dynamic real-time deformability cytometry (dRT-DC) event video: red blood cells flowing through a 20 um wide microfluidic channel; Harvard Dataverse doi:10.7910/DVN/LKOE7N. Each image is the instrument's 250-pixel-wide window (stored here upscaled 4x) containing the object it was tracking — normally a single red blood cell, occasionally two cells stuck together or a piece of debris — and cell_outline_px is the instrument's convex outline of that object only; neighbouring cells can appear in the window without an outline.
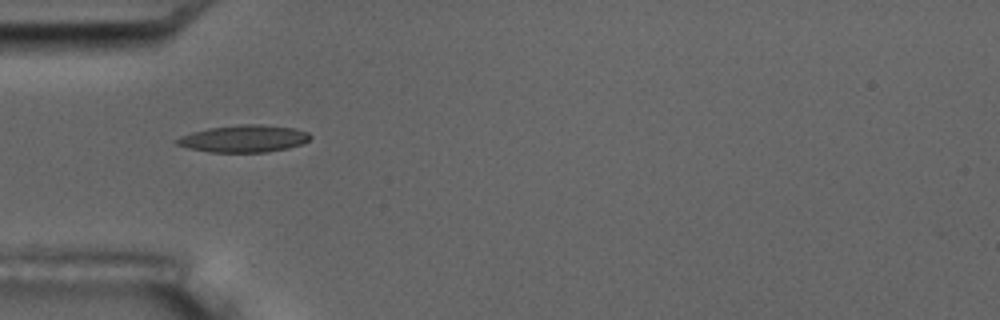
{"species": "common noctule bat (a hibernating species)", "species_latin": "Nyctalus noctula", "temperature_condition": "room temperature", "stored_images_in_passage": 5, "camera_frame_rate_fps": 3000, "um_per_image_px": 0.085, "animal": {"sex": "male", "body_mass_g": 17.5, "forearm_length_mm": 52.3}, "frame": {"image": 1, "passage_image": 4, "time_ms": 4.333, "image_size_px": [1000, 320], "cell_outline_px": [[312, 136], [308, 140], [300, 144], [288, 148], [268, 152], [212, 152], [188, 148], [176, 144], [176, 140], [180, 136], [192, 132], [208, 128], [240, 124], [260, 124], [292, 128], [308, 132]], "centroid_in_image_um": [20.72, 11.78], "position_along_channel_um": 64.3, "area_um2": 20.98}}